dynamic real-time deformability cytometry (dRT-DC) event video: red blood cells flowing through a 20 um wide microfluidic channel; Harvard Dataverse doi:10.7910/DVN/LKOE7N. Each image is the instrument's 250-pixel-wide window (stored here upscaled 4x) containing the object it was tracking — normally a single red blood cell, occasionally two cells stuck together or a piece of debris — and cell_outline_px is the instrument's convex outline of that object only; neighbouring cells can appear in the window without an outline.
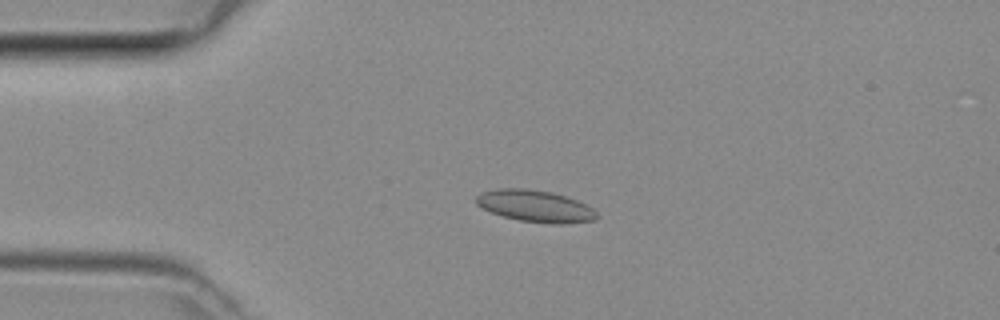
{"species": "common noctule bat (a hibernating species)", "species_latin": "Nyctalus noctula", "temperature_condition": "room temperature", "stored_images_in_passage": 5, "camera_frame_rate_fps": 3000, "um_per_image_px": 0.085, "animal": {"sex": "female", "body_mass_g": 29.2, "forearm_length_mm": 56.3}, "frame": {"image": 1, "passage_image": 3, "time_ms": 0.667, "image_size_px": [1000, 320], "cell_outline_px": [[600, 216], [596, 220], [560, 224], [552, 224], [520, 220], [504, 216], [492, 212], [476, 204], [476, 196], [480, 192], [500, 188], [524, 188], [552, 192], [576, 200], [592, 208]], "centroid_in_image_um": [45.51, 17.51], "position_along_channel_um": 39.5, "area_um2": 22.2}}
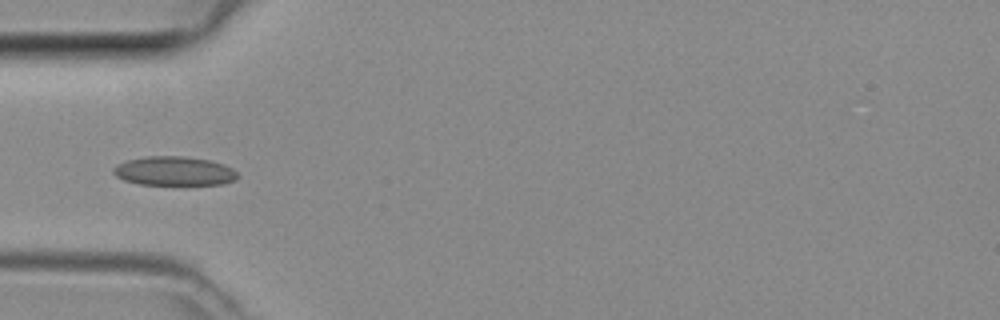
{"frame": {"image": 2, "passage_image": 4, "time_ms": 1.0, "image_size_px": [1000, 320], "cell_outline_px": [[240, 176], [236, 180], [224, 184], [140, 184], [124, 180], [116, 176], [112, 172], [112, 168], [116, 164], [128, 160], [144, 156], [184, 156], [208, 160], [224, 164], [232, 168]], "centroid_in_image_um": [14.8, 14.53], "position_along_channel_um": 70.2, "area_um2": 21.1}}
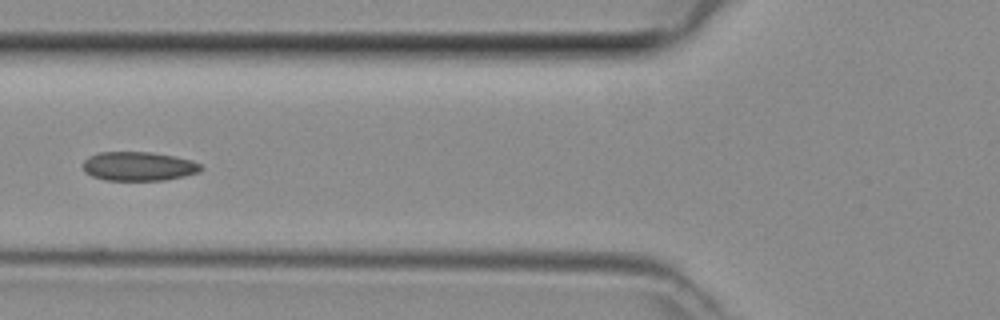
{"frame": {"image": 3, "passage_image": 5, "time_ms": 1.333, "image_size_px": [1000, 320], "cell_outline_px": [[204, 168], [200, 172], [184, 176], [164, 180], [104, 180], [92, 176], [84, 172], [84, 160], [88, 156], [100, 152], [152, 152], [176, 156], [192, 160], [200, 164]], "centroid_in_image_um": [11.8, 14.13], "position_along_channel_um": 114.0, "area_um2": 20.11}}